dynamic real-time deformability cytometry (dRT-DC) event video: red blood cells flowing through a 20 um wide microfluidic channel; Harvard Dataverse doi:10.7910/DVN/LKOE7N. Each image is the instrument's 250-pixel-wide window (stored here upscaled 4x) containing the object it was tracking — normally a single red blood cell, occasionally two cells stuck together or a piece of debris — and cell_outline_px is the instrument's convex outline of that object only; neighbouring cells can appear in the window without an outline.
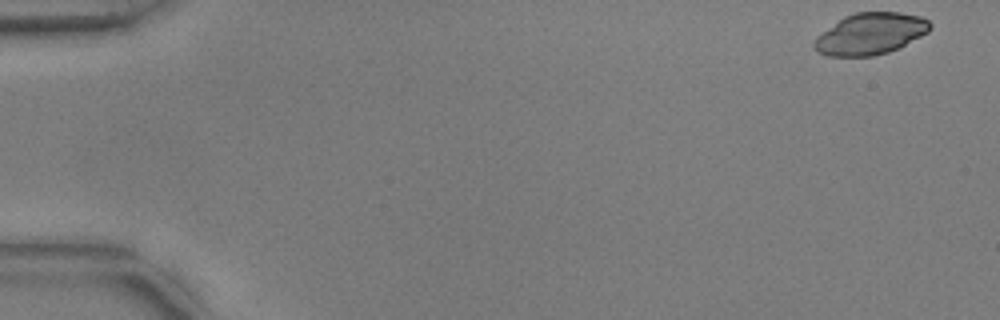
{"species": "common noctule bat (a hibernating species)", "species_latin": "Nyctalus noctula", "temperature_condition": "warm", "stored_images_in_passage": 53, "camera_frame_rate_fps": 3000, "um_per_image_px": 0.085, "animal": {"sex": "male", "body_mass_g": 17.9, "forearm_length_mm": 54.2}, "frame": {"image": 1, "passage_image": 1, "time_ms": 0.0, "image_size_px": [1000, 320], "cell_outline_px": [[932, 28], [928, 32], [900, 48], [888, 52], [872, 56], [828, 56], [816, 52], [812, 48], [812, 44], [816, 36], [844, 16], [856, 12], [900, 12], [920, 16], [928, 20], [932, 24]], "centroid_in_image_um": [73.97, 2.88], "position_along_channel_um": 11.0, "area_um2": 28.32}}
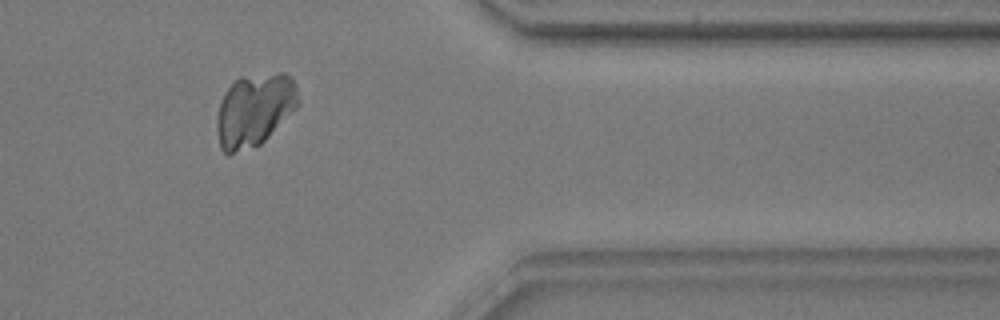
{"frame": {"image": 2, "passage_image": 44, "time_ms": 14.333, "image_size_px": [1000, 320], "cell_outline_px": [[300, 104], [260, 144], [228, 156], [220, 148], [216, 128], [216, 120], [220, 100], [224, 92], [240, 76], [276, 72], [280, 72], [288, 76], [296, 84], [300, 100]], "centroid_in_image_um": [21.61, 9.34], "position_along_channel_um": 389.8, "area_um2": 34.74}}
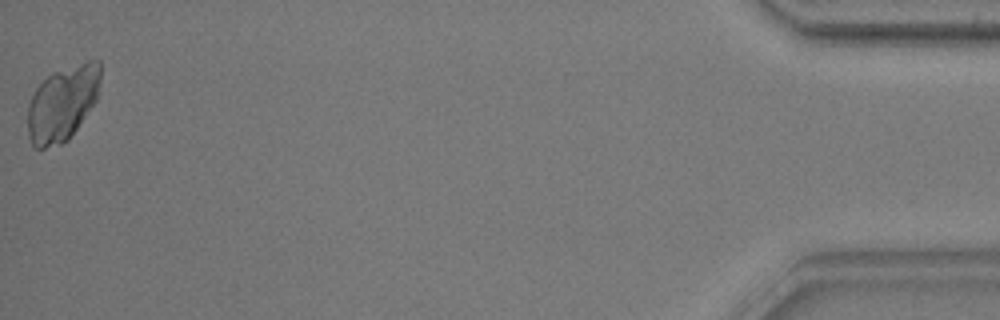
{"frame": {"image": 3, "passage_image": 53, "time_ms": 17.333, "image_size_px": [1000, 320], "cell_outline_px": [[100, 80], [96, 100], [68, 140], [60, 144], [44, 148], [36, 148], [32, 144], [28, 136], [28, 104], [36, 88], [52, 72], [88, 60], [100, 60]], "centroid_in_image_um": [5.3, 8.78], "position_along_channel_um": 429.9, "area_um2": 31.62}}